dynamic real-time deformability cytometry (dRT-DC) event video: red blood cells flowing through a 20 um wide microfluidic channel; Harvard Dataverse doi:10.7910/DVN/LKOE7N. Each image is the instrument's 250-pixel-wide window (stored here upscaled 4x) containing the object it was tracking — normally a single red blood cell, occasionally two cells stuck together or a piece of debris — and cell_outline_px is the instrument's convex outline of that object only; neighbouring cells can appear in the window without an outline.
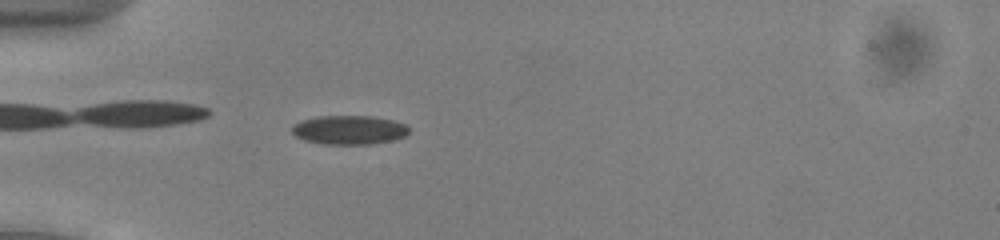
{"species": "common noctule bat (a hibernating species)", "species_latin": "Nyctalus noctula", "temperature_condition": "cold", "stored_images_in_passage": 42, "camera_frame_rate_fps": 3000, "um_per_image_px": 0.085, "animal": {"sex": "male", "body_mass_g": 13.0, "forearm_length_mm": 53.1}, "frame": {"image": 1, "passage_image": 6, "time_ms": 1.667, "image_size_px": [1000, 240], "cell_outline_px": [[408, 132], [404, 136], [392, 140], [368, 144], [324, 144], [304, 140], [296, 136], [292, 132], [292, 124], [300, 120], [316, 116], [372, 116], [392, 120], [404, 124], [408, 128]], "centroid_in_image_um": [29.62, 11.03], "position_along_channel_um": 55.4, "area_um2": 19.71}}
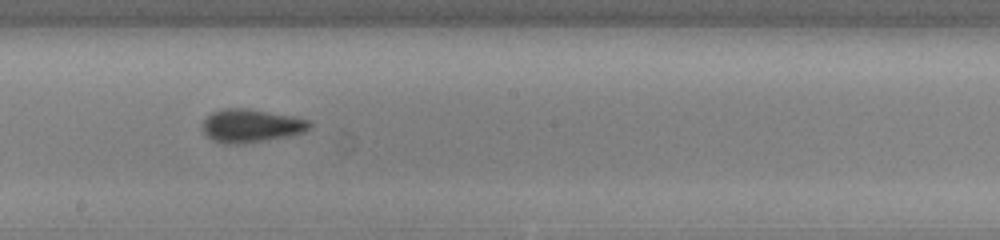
{"frame": {"image": 2, "passage_image": 20, "time_ms": 6.333, "image_size_px": [1000, 240], "cell_outline_px": [[312, 124], [304, 132], [288, 136], [240, 144], [224, 144], [212, 140], [200, 128], [204, 120], [212, 112], [224, 108], [248, 108], [292, 116], [308, 120]], "centroid_in_image_um": [21.3, 10.68], "position_along_channel_um": 226.9, "area_um2": 20.69}}
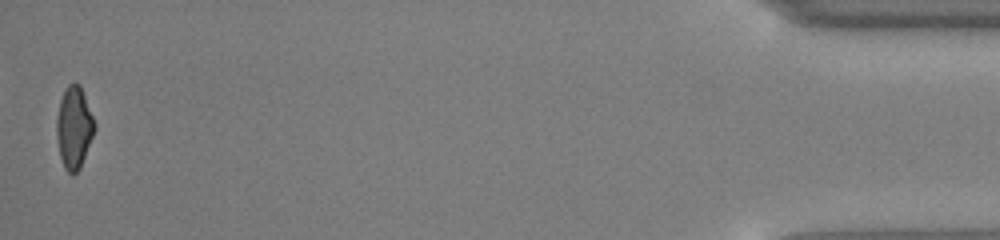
{"frame": {"image": 3, "passage_image": 42, "time_ms": 13.667, "image_size_px": [1000, 240], "cell_outline_px": [[96, 128], [80, 168], [72, 176], [64, 168], [60, 156], [56, 136], [56, 120], [60, 100], [68, 84], [80, 84], [92, 116]], "centroid_in_image_um": [6.28, 10.88], "position_along_channel_um": 428.9, "area_um2": 17.92}, "authors_computed_cell_mechanics": {"area_um2": 19.5075, "velocity_mm_per_s": 3.9325, "shape_relaxation_time_tau1_ms": 3.4253, "shape_relaxation_time_tau2_ms": 5.1443, "deformation_change_tau1": 0.0919, "deformation_change_tau2": 0.0889}}